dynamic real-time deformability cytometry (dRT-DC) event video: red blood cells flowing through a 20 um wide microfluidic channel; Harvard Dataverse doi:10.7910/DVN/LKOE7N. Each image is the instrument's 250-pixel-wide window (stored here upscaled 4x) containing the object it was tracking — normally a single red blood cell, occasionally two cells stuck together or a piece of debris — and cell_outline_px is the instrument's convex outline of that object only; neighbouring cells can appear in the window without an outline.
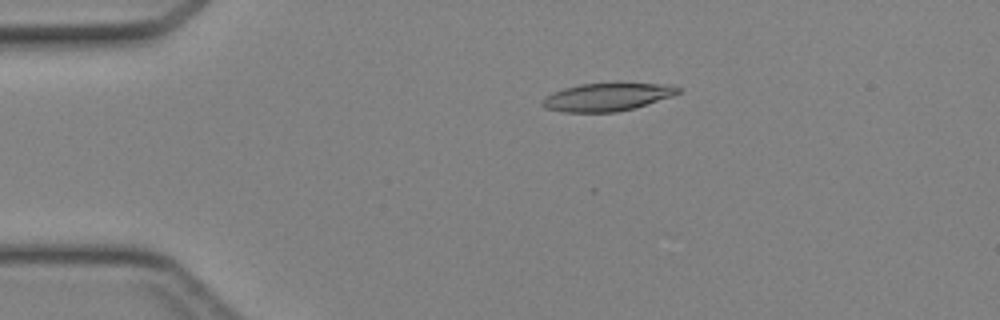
{"species": "Egyptian fruit bat (a non-hibernating species)", "species_latin": "Rousettus aegyptiacus", "temperature_condition": "cold", "stored_images_in_passage": 44, "camera_frame_rate_fps": 3000, "um_per_image_px": 0.085, "animal": {"sex": "female"}, "frame": {"image": 1, "passage_image": 8, "time_ms": 2.333, "image_size_px": [1000, 320], "cell_outline_px": [[680, 92], [672, 96], [636, 108], [616, 112], [564, 112], [544, 108], [540, 104], [544, 96], [552, 92], [564, 88], [580, 84], [672, 84], [680, 88]], "centroid_in_image_um": [51.57, 8.26], "position_along_channel_um": 33.4, "area_um2": 22.02}}
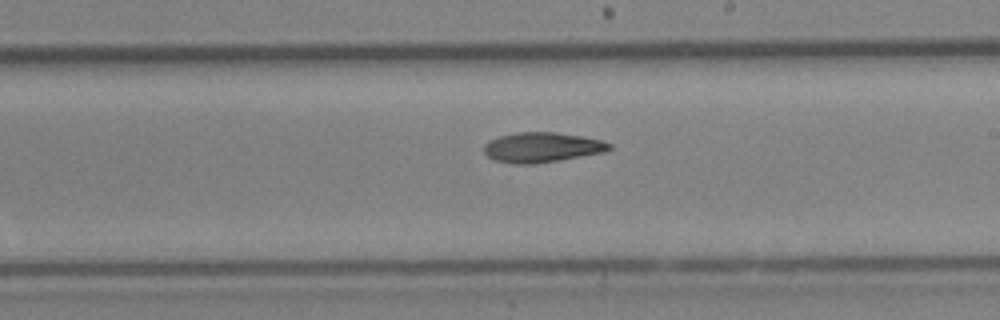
{"frame": {"image": 2, "passage_image": 25, "time_ms": 8.0, "image_size_px": [1000, 320], "cell_outline_px": [[612, 148], [604, 152], [560, 160], [536, 164], [516, 164], [492, 160], [484, 152], [484, 144], [488, 140], [500, 136], [516, 132], [556, 132], [580, 136], [600, 140], [612, 144]], "centroid_in_image_um": [46.03, 12.53], "position_along_channel_um": 243.0, "area_um2": 21.96}}
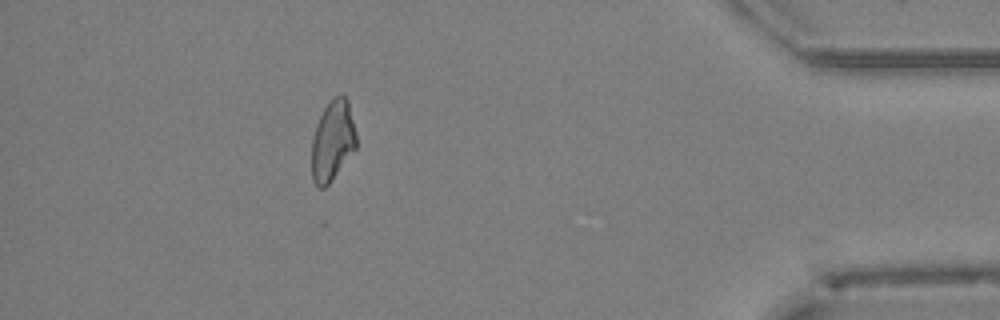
{"frame": {"image": 3, "passage_image": 39, "time_ms": 12.667, "image_size_px": [1000, 320], "cell_outline_px": [[356, 148], [328, 184], [324, 188], [320, 188], [312, 180], [312, 140], [316, 124], [324, 108], [332, 96], [340, 92], [348, 100], [356, 136]], "centroid_in_image_um": [28.26, 11.92], "position_along_channel_um": 406.9, "area_um2": 20.81}}